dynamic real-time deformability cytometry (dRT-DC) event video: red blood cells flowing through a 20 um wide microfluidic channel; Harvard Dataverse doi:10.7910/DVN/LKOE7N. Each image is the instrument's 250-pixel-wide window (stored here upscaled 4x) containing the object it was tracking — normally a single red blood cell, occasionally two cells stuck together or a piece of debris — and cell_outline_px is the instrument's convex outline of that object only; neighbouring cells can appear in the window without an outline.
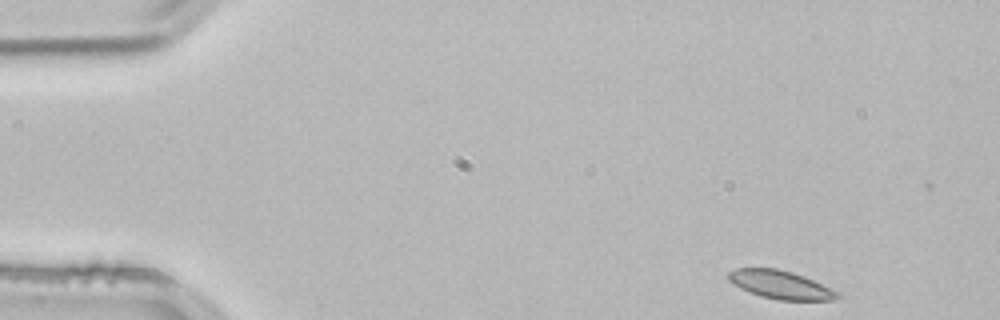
{"species": "common noctule bat (a hibernating species)", "species_latin": "Nyctalus noctula", "temperature_condition": "room temperature", "stored_images_in_passage": 50, "camera_frame_rate_fps": 3000, "um_per_image_px": 0.085, "animal": {"sex": "male", "body_mass_g": 21.5, "forearm_length_mm": 52.0}, "frame": {"image": 1, "passage_image": 1, "time_ms": 0.0, "image_size_px": [1000, 320], "cell_outline_px": [[840, 296], [832, 300], [776, 300], [760, 296], [740, 288], [728, 280], [728, 272], [736, 268], [776, 268], [792, 272], [804, 276], [840, 292]], "centroid_in_image_um": [66.34, 24.2], "position_along_channel_um": 18.7, "area_um2": 17.98}}
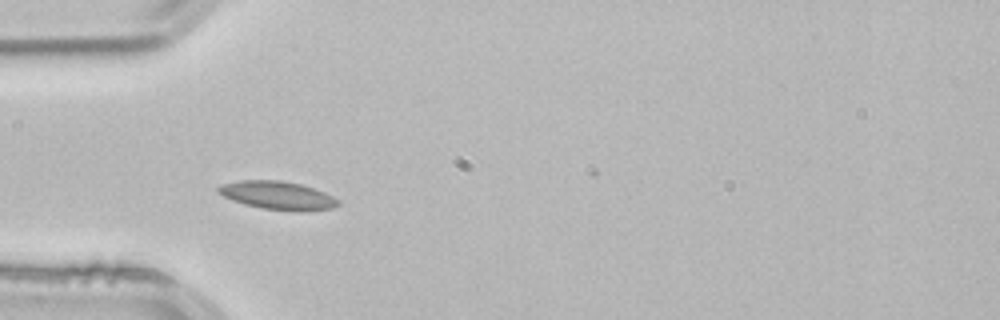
{"frame": {"image": 2, "passage_image": 12, "time_ms": 3.667, "image_size_px": [1000, 320], "cell_outline_px": [[340, 204], [332, 208], [304, 212], [300, 212], [260, 208], [244, 204], [232, 200], [216, 192], [216, 188], [220, 184], [240, 180], [280, 180], [300, 184], [324, 192], [340, 200]], "centroid_in_image_um": [23.58, 16.62], "position_along_channel_um": 61.4, "area_um2": 19.94}}
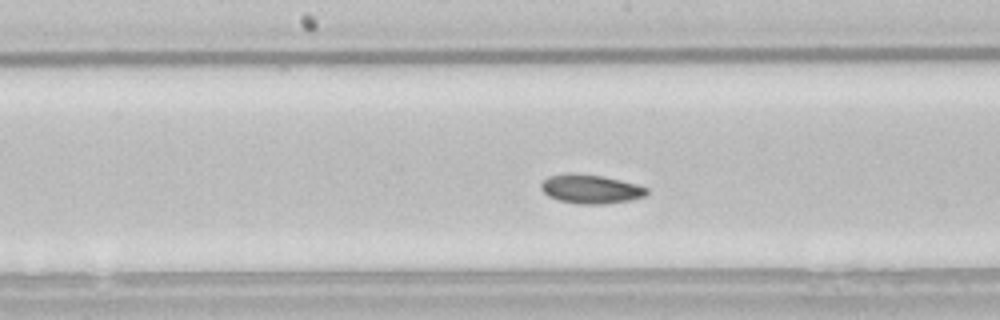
{"frame": {"image": 3, "passage_image": 23, "time_ms": 7.333, "image_size_px": [1000, 320], "cell_outline_px": [[648, 192], [644, 196], [628, 200], [604, 204], [580, 204], [560, 200], [548, 196], [540, 188], [540, 184], [548, 176], [568, 172], [572, 172], [604, 176], [636, 184], [648, 188]], "centroid_in_image_um": [50.17, 16.05], "position_along_channel_um": 198.0, "area_um2": 17.86}, "authors_computed_cell_mechanics": {"area_um2": 17.9469, "velocity_mm_per_s": 3.7819, "shape_relaxation_time_tau1_ms": 1.5816, "shape_relaxation_time_tau2_ms": 7.3833, "deformation_change_tau1": 0.0761, "deformation_change_tau2": 0.0933}}